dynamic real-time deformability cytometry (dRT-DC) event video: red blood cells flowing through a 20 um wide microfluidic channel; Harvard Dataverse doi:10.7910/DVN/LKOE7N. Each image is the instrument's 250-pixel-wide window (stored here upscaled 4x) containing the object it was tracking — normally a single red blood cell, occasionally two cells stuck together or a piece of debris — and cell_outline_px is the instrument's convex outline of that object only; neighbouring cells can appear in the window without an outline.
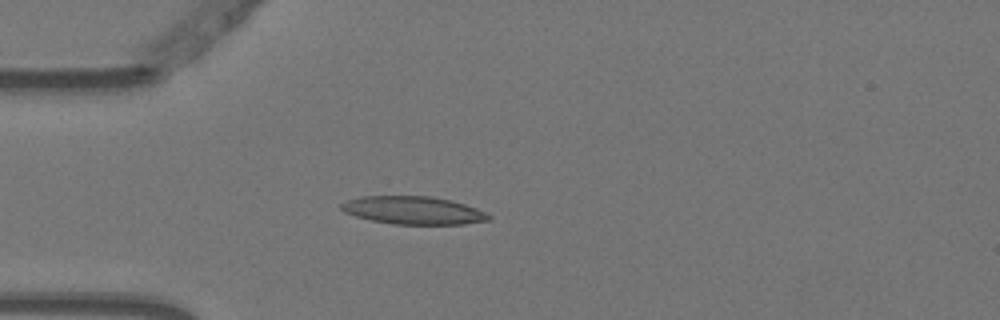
{"species": "Egyptian fruit bat (a non-hibernating species)", "species_latin": "Rousettus aegyptiacus", "temperature_condition": "warm", "stored_images_in_passage": 5, "camera_frame_rate_fps": 3000, "um_per_image_px": 0.085, "animal": {"sex": "female"}, "frame": {"image": 1, "passage_image": 5, "time_ms": 1.333, "image_size_px": [1000, 320], "cell_outline_px": [[492, 220], [464, 224], [392, 224], [372, 220], [356, 216], [344, 212], [340, 208], [340, 204], [348, 200], [360, 196], [432, 196], [464, 204], [476, 208], [492, 216]], "centroid_in_image_um": [35.13, 17.88], "position_along_channel_um": 49.9, "area_um2": 23.93}}